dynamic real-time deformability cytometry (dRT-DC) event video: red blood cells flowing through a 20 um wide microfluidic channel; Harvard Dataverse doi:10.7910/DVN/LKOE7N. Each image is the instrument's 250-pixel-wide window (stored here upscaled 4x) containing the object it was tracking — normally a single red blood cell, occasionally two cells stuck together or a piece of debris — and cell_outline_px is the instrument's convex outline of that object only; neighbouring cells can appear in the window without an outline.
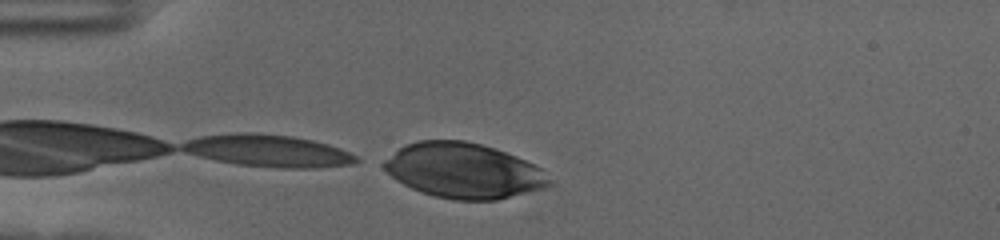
{"species": "human", "species_latin": "Homo sapiens", "temperature_condition": "cold", "stored_images_in_passage": 7, "camera_frame_rate_fps": 3000, "um_per_image_px": 0.085, "donor": {"sex": "female"}, "frame": {"image": 1, "passage_image": 7, "time_ms": 2.0, "image_size_px": [1000, 240], "cell_outline_px": [[552, 184], [544, 188], [496, 200], [452, 200], [420, 192], [396, 180], [384, 168], [384, 160], [404, 144], [420, 140], [464, 140], [480, 144], [516, 156], [544, 168], [552, 180]], "centroid_in_image_um": [39.44, 14.51], "position_along_channel_um": 45.6, "area_um2": 53.12}}